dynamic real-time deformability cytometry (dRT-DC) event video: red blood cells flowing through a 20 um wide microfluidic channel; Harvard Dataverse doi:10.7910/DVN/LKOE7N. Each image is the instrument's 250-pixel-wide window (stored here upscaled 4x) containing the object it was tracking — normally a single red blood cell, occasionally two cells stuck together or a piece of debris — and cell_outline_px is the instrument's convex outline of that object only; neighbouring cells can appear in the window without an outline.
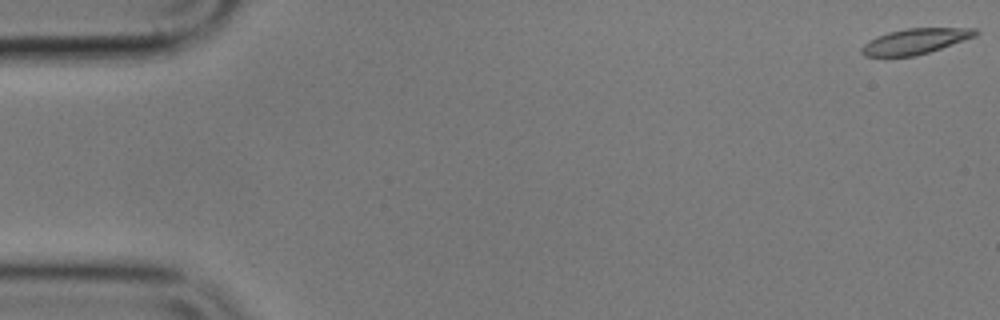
{"species": "common noctule bat (a hibernating species)", "species_latin": "Nyctalus noctula", "temperature_condition": "cold", "stored_images_in_passage": 15, "camera_frame_rate_fps": 3000, "um_per_image_px": 0.085, "animal": {"sex": "male", "body_mass_g": 17.9}, "frame": {"image": 1, "passage_image": 1, "time_ms": 0.0, "image_size_px": [1000, 320], "cell_outline_px": [[980, 32], [976, 36], [916, 56], [864, 56], [860, 52], [860, 48], [868, 40], [876, 36], [888, 32], [908, 28], [976, 28]], "centroid_in_image_um": [77.77, 3.5], "position_along_channel_um": 7.2, "area_um2": 16.88}}
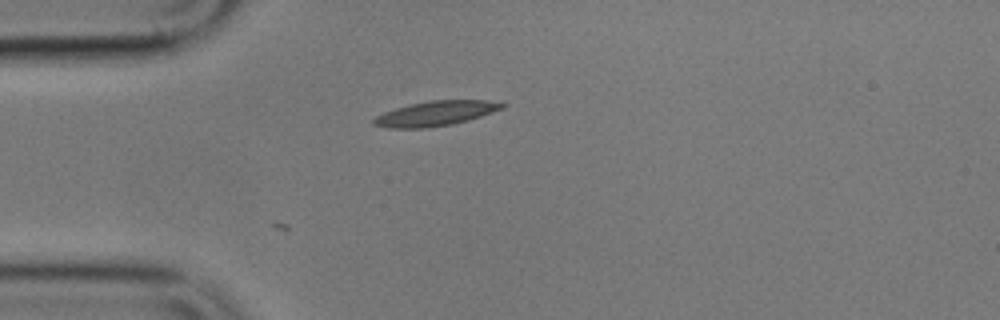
{"frame": {"image": 2, "passage_image": 15, "time_ms": 4.667, "image_size_px": [1000, 320], "cell_outline_px": [[508, 104], [504, 108], [468, 120], [452, 124], [424, 128], [388, 128], [372, 124], [372, 120], [376, 116], [384, 112], [396, 108], [412, 104], [432, 100], [488, 100]], "centroid_in_image_um": [37.04, 9.64], "position_along_channel_um": 48.0, "area_um2": 18.44}}